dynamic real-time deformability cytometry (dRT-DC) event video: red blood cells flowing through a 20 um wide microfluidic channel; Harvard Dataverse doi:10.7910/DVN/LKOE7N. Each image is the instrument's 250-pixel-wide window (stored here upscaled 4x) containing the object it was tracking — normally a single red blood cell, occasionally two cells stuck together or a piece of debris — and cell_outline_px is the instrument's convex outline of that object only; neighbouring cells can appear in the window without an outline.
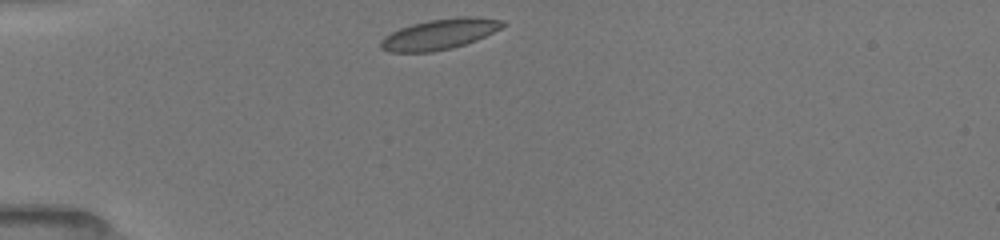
{"species": "common noctule bat (a hibernating species)", "species_latin": "Nyctalus noctula", "temperature_condition": "room temperature", "stored_images_in_passage": 7, "camera_frame_rate_fps": 3000, "um_per_image_px": 0.085, "animal": {"sex": "female", "body_mass_g": 19.5, "forearm_length_mm": 54.1}, "frame": {"image": 1, "passage_image": 1, "time_ms": 0.0, "image_size_px": [1000, 240], "cell_outline_px": [[508, 24], [476, 40], [452, 48], [432, 52], [388, 52], [380, 48], [380, 40], [384, 36], [400, 28], [412, 24], [428, 20], [460, 16], [472, 16], [504, 20]], "centroid_in_image_um": [37.35, 2.9], "position_along_channel_um": 47.6, "area_um2": 21.73}}
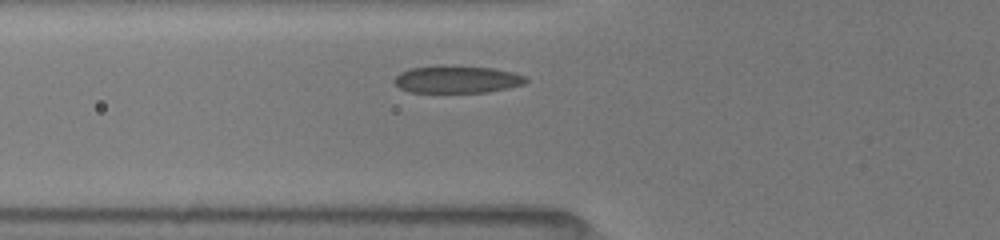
{"frame": {"image": 2, "passage_image": 7, "time_ms": 1.667, "image_size_px": [1000, 240], "cell_outline_px": [[528, 80], [524, 84], [508, 88], [488, 92], [408, 92], [400, 88], [392, 80], [400, 72], [408, 68], [440, 64], [452, 64], [492, 68], [512, 72], [524, 76]], "centroid_in_image_um": [38.8, 6.72], "position_along_channel_um": 87.0, "area_um2": 21.44}}